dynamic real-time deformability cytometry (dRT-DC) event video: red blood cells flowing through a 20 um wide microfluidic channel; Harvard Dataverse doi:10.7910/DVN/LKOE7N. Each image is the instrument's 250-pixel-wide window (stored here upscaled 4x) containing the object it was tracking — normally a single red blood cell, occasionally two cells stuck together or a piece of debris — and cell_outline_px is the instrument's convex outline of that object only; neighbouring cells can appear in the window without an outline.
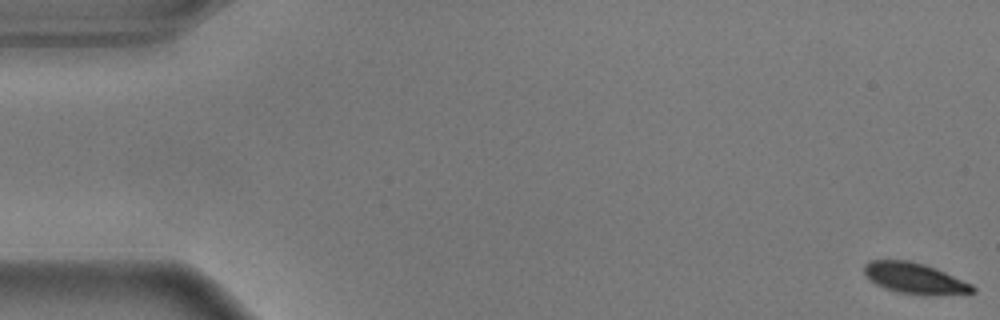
{"species": "common noctule bat (a hibernating species)", "species_latin": "Nyctalus noctula", "temperature_condition": "warm", "stored_images_in_passage": 58, "segment_of_instrument_passage": [1, 2], "camera_frame_rate_fps": 3000, "um_per_image_px": 0.085, "animal": {"sex": "male", "body_mass_g": 17.9}, "frame": {"image": 1, "passage_image": 1, "time_ms": 0.0, "image_size_px": [1000, 320], "cell_outline_px": [[976, 292], [896, 292], [884, 288], [868, 280], [864, 276], [864, 264], [868, 260], [908, 260], [924, 264], [936, 268], [972, 284], [976, 288]], "centroid_in_image_um": [77.62, 23.58], "position_along_channel_um": 7.4, "area_um2": 18.67}}
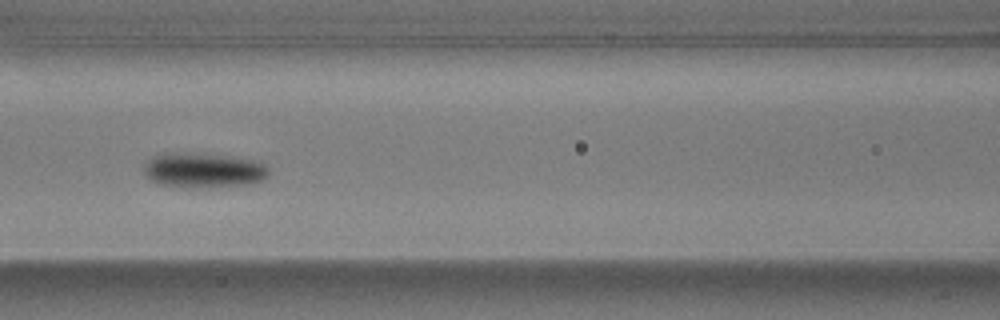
{"frame": {"image": 2, "passage_image": 25, "time_ms": 8.0, "image_size_px": [1000, 320], "cell_outline_px": [[268, 176], [264, 180], [252, 184], [204, 188], [192, 188], [160, 184], [152, 180], [144, 172], [144, 164], [152, 156], [160, 152], [204, 152], [232, 156], [252, 160], [264, 164], [268, 168]], "centroid_in_image_um": [17.29, 14.45], "position_along_channel_um": 149.3, "area_um2": 26.13}}
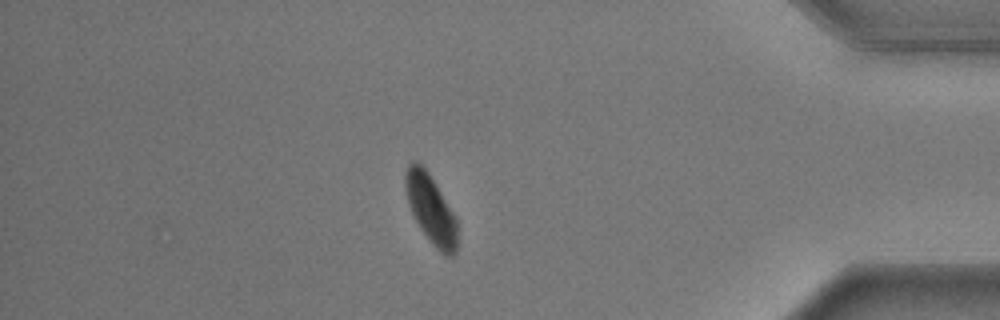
{"frame": {"image": 3, "passage_image": 49, "time_ms": 16.0, "image_size_px": [1000, 320], "cell_outline_px": [[456, 252], [452, 256], [448, 256], [440, 252], [428, 240], [420, 228], [408, 204], [404, 188], [404, 172], [408, 164], [412, 160], [416, 160], [428, 172], [436, 184], [456, 216]], "centroid_in_image_um": [36.59, 17.74], "position_along_channel_um": 398.6, "area_um2": 20.92}}